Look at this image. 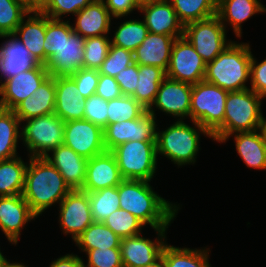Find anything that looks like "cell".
<instances>
[{
  "instance_id": "39",
  "label": "cell",
  "mask_w": 266,
  "mask_h": 267,
  "mask_svg": "<svg viewBox=\"0 0 266 267\" xmlns=\"http://www.w3.org/2000/svg\"><path fill=\"white\" fill-rule=\"evenodd\" d=\"M146 111L147 109L132 96L122 95L119 98L108 100V125L137 119Z\"/></svg>"
},
{
  "instance_id": "6",
  "label": "cell",
  "mask_w": 266,
  "mask_h": 267,
  "mask_svg": "<svg viewBox=\"0 0 266 267\" xmlns=\"http://www.w3.org/2000/svg\"><path fill=\"white\" fill-rule=\"evenodd\" d=\"M228 91L208 83L192 85L190 121L200 124L212 137L223 127Z\"/></svg>"
},
{
  "instance_id": "27",
  "label": "cell",
  "mask_w": 266,
  "mask_h": 267,
  "mask_svg": "<svg viewBox=\"0 0 266 267\" xmlns=\"http://www.w3.org/2000/svg\"><path fill=\"white\" fill-rule=\"evenodd\" d=\"M175 37L148 33L142 44L134 51L137 65L157 66L167 71Z\"/></svg>"
},
{
  "instance_id": "10",
  "label": "cell",
  "mask_w": 266,
  "mask_h": 267,
  "mask_svg": "<svg viewBox=\"0 0 266 267\" xmlns=\"http://www.w3.org/2000/svg\"><path fill=\"white\" fill-rule=\"evenodd\" d=\"M206 64L193 45L183 36L172 47L166 77L189 84L204 81Z\"/></svg>"
},
{
  "instance_id": "2",
  "label": "cell",
  "mask_w": 266,
  "mask_h": 267,
  "mask_svg": "<svg viewBox=\"0 0 266 267\" xmlns=\"http://www.w3.org/2000/svg\"><path fill=\"white\" fill-rule=\"evenodd\" d=\"M22 196L30 210L41 216L71 191L59 171L45 157H28Z\"/></svg>"
},
{
  "instance_id": "44",
  "label": "cell",
  "mask_w": 266,
  "mask_h": 267,
  "mask_svg": "<svg viewBox=\"0 0 266 267\" xmlns=\"http://www.w3.org/2000/svg\"><path fill=\"white\" fill-rule=\"evenodd\" d=\"M94 1L96 0H49L41 13L51 19L64 20L70 14L75 16L80 10Z\"/></svg>"
},
{
  "instance_id": "4",
  "label": "cell",
  "mask_w": 266,
  "mask_h": 267,
  "mask_svg": "<svg viewBox=\"0 0 266 267\" xmlns=\"http://www.w3.org/2000/svg\"><path fill=\"white\" fill-rule=\"evenodd\" d=\"M252 55L249 42L233 41L212 62L206 64L204 81L228 92L248 89Z\"/></svg>"
},
{
  "instance_id": "13",
  "label": "cell",
  "mask_w": 266,
  "mask_h": 267,
  "mask_svg": "<svg viewBox=\"0 0 266 267\" xmlns=\"http://www.w3.org/2000/svg\"><path fill=\"white\" fill-rule=\"evenodd\" d=\"M157 118L148 110L134 120L116 122L103 129L106 151L128 141H156Z\"/></svg>"
},
{
  "instance_id": "54",
  "label": "cell",
  "mask_w": 266,
  "mask_h": 267,
  "mask_svg": "<svg viewBox=\"0 0 266 267\" xmlns=\"http://www.w3.org/2000/svg\"><path fill=\"white\" fill-rule=\"evenodd\" d=\"M259 130L264 137V141L266 142V117L264 116V114L262 115Z\"/></svg>"
},
{
  "instance_id": "9",
  "label": "cell",
  "mask_w": 266,
  "mask_h": 267,
  "mask_svg": "<svg viewBox=\"0 0 266 267\" xmlns=\"http://www.w3.org/2000/svg\"><path fill=\"white\" fill-rule=\"evenodd\" d=\"M186 38L205 64L212 62L234 40L227 39V30L217 15L184 25Z\"/></svg>"
},
{
  "instance_id": "46",
  "label": "cell",
  "mask_w": 266,
  "mask_h": 267,
  "mask_svg": "<svg viewBox=\"0 0 266 267\" xmlns=\"http://www.w3.org/2000/svg\"><path fill=\"white\" fill-rule=\"evenodd\" d=\"M108 101L98 95L85 99L84 120L104 129L108 125Z\"/></svg>"
},
{
  "instance_id": "45",
  "label": "cell",
  "mask_w": 266,
  "mask_h": 267,
  "mask_svg": "<svg viewBox=\"0 0 266 267\" xmlns=\"http://www.w3.org/2000/svg\"><path fill=\"white\" fill-rule=\"evenodd\" d=\"M85 255L84 267H123L120 248H96L86 251Z\"/></svg>"
},
{
  "instance_id": "26",
  "label": "cell",
  "mask_w": 266,
  "mask_h": 267,
  "mask_svg": "<svg viewBox=\"0 0 266 267\" xmlns=\"http://www.w3.org/2000/svg\"><path fill=\"white\" fill-rule=\"evenodd\" d=\"M55 77L48 76L39 88L14 109L20 122L55 112Z\"/></svg>"
},
{
  "instance_id": "16",
  "label": "cell",
  "mask_w": 266,
  "mask_h": 267,
  "mask_svg": "<svg viewBox=\"0 0 266 267\" xmlns=\"http://www.w3.org/2000/svg\"><path fill=\"white\" fill-rule=\"evenodd\" d=\"M49 73L45 64L17 74L0 84V108L13 110L21 101L31 96L46 80Z\"/></svg>"
},
{
  "instance_id": "25",
  "label": "cell",
  "mask_w": 266,
  "mask_h": 267,
  "mask_svg": "<svg viewBox=\"0 0 266 267\" xmlns=\"http://www.w3.org/2000/svg\"><path fill=\"white\" fill-rule=\"evenodd\" d=\"M261 0H218L217 16L228 31L230 26L236 38L242 37V23L257 14L266 13Z\"/></svg>"
},
{
  "instance_id": "55",
  "label": "cell",
  "mask_w": 266,
  "mask_h": 267,
  "mask_svg": "<svg viewBox=\"0 0 266 267\" xmlns=\"http://www.w3.org/2000/svg\"><path fill=\"white\" fill-rule=\"evenodd\" d=\"M136 6L140 9L143 6L150 5L152 3L161 1V0H134Z\"/></svg>"
},
{
  "instance_id": "58",
  "label": "cell",
  "mask_w": 266,
  "mask_h": 267,
  "mask_svg": "<svg viewBox=\"0 0 266 267\" xmlns=\"http://www.w3.org/2000/svg\"><path fill=\"white\" fill-rule=\"evenodd\" d=\"M7 261L8 260H7L6 256L2 253V251L0 249V267H2Z\"/></svg>"
},
{
  "instance_id": "32",
  "label": "cell",
  "mask_w": 266,
  "mask_h": 267,
  "mask_svg": "<svg viewBox=\"0 0 266 267\" xmlns=\"http://www.w3.org/2000/svg\"><path fill=\"white\" fill-rule=\"evenodd\" d=\"M76 246L86 252L92 249L120 248L121 238L103 222H93L74 241Z\"/></svg>"
},
{
  "instance_id": "50",
  "label": "cell",
  "mask_w": 266,
  "mask_h": 267,
  "mask_svg": "<svg viewBox=\"0 0 266 267\" xmlns=\"http://www.w3.org/2000/svg\"><path fill=\"white\" fill-rule=\"evenodd\" d=\"M95 94L107 101L119 98L123 95L115 77L106 75H100Z\"/></svg>"
},
{
  "instance_id": "43",
  "label": "cell",
  "mask_w": 266,
  "mask_h": 267,
  "mask_svg": "<svg viewBox=\"0 0 266 267\" xmlns=\"http://www.w3.org/2000/svg\"><path fill=\"white\" fill-rule=\"evenodd\" d=\"M134 63V52L110 45L107 57L98 69L100 75L116 77Z\"/></svg>"
},
{
  "instance_id": "30",
  "label": "cell",
  "mask_w": 266,
  "mask_h": 267,
  "mask_svg": "<svg viewBox=\"0 0 266 267\" xmlns=\"http://www.w3.org/2000/svg\"><path fill=\"white\" fill-rule=\"evenodd\" d=\"M210 248L177 247L168 242L164 245L161 257L166 267H212Z\"/></svg>"
},
{
  "instance_id": "34",
  "label": "cell",
  "mask_w": 266,
  "mask_h": 267,
  "mask_svg": "<svg viewBox=\"0 0 266 267\" xmlns=\"http://www.w3.org/2000/svg\"><path fill=\"white\" fill-rule=\"evenodd\" d=\"M27 165L19 155L0 162V196L22 194Z\"/></svg>"
},
{
  "instance_id": "42",
  "label": "cell",
  "mask_w": 266,
  "mask_h": 267,
  "mask_svg": "<svg viewBox=\"0 0 266 267\" xmlns=\"http://www.w3.org/2000/svg\"><path fill=\"white\" fill-rule=\"evenodd\" d=\"M109 35L85 39L83 68L99 69L107 57L111 40Z\"/></svg>"
},
{
  "instance_id": "15",
  "label": "cell",
  "mask_w": 266,
  "mask_h": 267,
  "mask_svg": "<svg viewBox=\"0 0 266 267\" xmlns=\"http://www.w3.org/2000/svg\"><path fill=\"white\" fill-rule=\"evenodd\" d=\"M63 144L87 159L106 151L103 129L84 119L65 122Z\"/></svg>"
},
{
  "instance_id": "37",
  "label": "cell",
  "mask_w": 266,
  "mask_h": 267,
  "mask_svg": "<svg viewBox=\"0 0 266 267\" xmlns=\"http://www.w3.org/2000/svg\"><path fill=\"white\" fill-rule=\"evenodd\" d=\"M89 202L93 221L103 222L111 213L120 208L118 186L90 192Z\"/></svg>"
},
{
  "instance_id": "24",
  "label": "cell",
  "mask_w": 266,
  "mask_h": 267,
  "mask_svg": "<svg viewBox=\"0 0 266 267\" xmlns=\"http://www.w3.org/2000/svg\"><path fill=\"white\" fill-rule=\"evenodd\" d=\"M55 112L64 122L83 120L85 99L70 76L55 77Z\"/></svg>"
},
{
  "instance_id": "14",
  "label": "cell",
  "mask_w": 266,
  "mask_h": 267,
  "mask_svg": "<svg viewBox=\"0 0 266 267\" xmlns=\"http://www.w3.org/2000/svg\"><path fill=\"white\" fill-rule=\"evenodd\" d=\"M58 223L62 233L75 241L92 224L89 195L82 190H71L58 204Z\"/></svg>"
},
{
  "instance_id": "47",
  "label": "cell",
  "mask_w": 266,
  "mask_h": 267,
  "mask_svg": "<svg viewBox=\"0 0 266 267\" xmlns=\"http://www.w3.org/2000/svg\"><path fill=\"white\" fill-rule=\"evenodd\" d=\"M70 77L75 81L77 89L84 99L95 95L100 77L97 69L81 68L70 75Z\"/></svg>"
},
{
  "instance_id": "56",
  "label": "cell",
  "mask_w": 266,
  "mask_h": 267,
  "mask_svg": "<svg viewBox=\"0 0 266 267\" xmlns=\"http://www.w3.org/2000/svg\"><path fill=\"white\" fill-rule=\"evenodd\" d=\"M2 267H28V265L26 266L24 263L20 262H14V261H10L8 259V261L2 266Z\"/></svg>"
},
{
  "instance_id": "17",
  "label": "cell",
  "mask_w": 266,
  "mask_h": 267,
  "mask_svg": "<svg viewBox=\"0 0 266 267\" xmlns=\"http://www.w3.org/2000/svg\"><path fill=\"white\" fill-rule=\"evenodd\" d=\"M37 218L22 194L0 196V230L11 245L18 244L26 224Z\"/></svg>"
},
{
  "instance_id": "40",
  "label": "cell",
  "mask_w": 266,
  "mask_h": 267,
  "mask_svg": "<svg viewBox=\"0 0 266 267\" xmlns=\"http://www.w3.org/2000/svg\"><path fill=\"white\" fill-rule=\"evenodd\" d=\"M103 223L120 238L139 235L145 227L138 218L121 208L111 213Z\"/></svg>"
},
{
  "instance_id": "3",
  "label": "cell",
  "mask_w": 266,
  "mask_h": 267,
  "mask_svg": "<svg viewBox=\"0 0 266 267\" xmlns=\"http://www.w3.org/2000/svg\"><path fill=\"white\" fill-rule=\"evenodd\" d=\"M190 123L188 124L184 120H175L165 129L162 128L161 131L157 125V159L160 155L164 156L178 168L185 165H194L197 162L196 159L201 150V136L203 135L211 140L213 138L197 122L190 121Z\"/></svg>"
},
{
  "instance_id": "7",
  "label": "cell",
  "mask_w": 266,
  "mask_h": 267,
  "mask_svg": "<svg viewBox=\"0 0 266 267\" xmlns=\"http://www.w3.org/2000/svg\"><path fill=\"white\" fill-rule=\"evenodd\" d=\"M111 152L116 158L123 179L151 182L156 177V141H128L115 147Z\"/></svg>"
},
{
  "instance_id": "35",
  "label": "cell",
  "mask_w": 266,
  "mask_h": 267,
  "mask_svg": "<svg viewBox=\"0 0 266 267\" xmlns=\"http://www.w3.org/2000/svg\"><path fill=\"white\" fill-rule=\"evenodd\" d=\"M123 18V22L115 28L113 37L110 38L111 44L134 52L147 37L149 30L143 19ZM127 19V20H126Z\"/></svg>"
},
{
  "instance_id": "21",
  "label": "cell",
  "mask_w": 266,
  "mask_h": 267,
  "mask_svg": "<svg viewBox=\"0 0 266 267\" xmlns=\"http://www.w3.org/2000/svg\"><path fill=\"white\" fill-rule=\"evenodd\" d=\"M64 178L71 190H82L88 159L62 144L44 156Z\"/></svg>"
},
{
  "instance_id": "8",
  "label": "cell",
  "mask_w": 266,
  "mask_h": 267,
  "mask_svg": "<svg viewBox=\"0 0 266 267\" xmlns=\"http://www.w3.org/2000/svg\"><path fill=\"white\" fill-rule=\"evenodd\" d=\"M65 122L54 113L21 122V144L28 157H44L64 141Z\"/></svg>"
},
{
  "instance_id": "22",
  "label": "cell",
  "mask_w": 266,
  "mask_h": 267,
  "mask_svg": "<svg viewBox=\"0 0 266 267\" xmlns=\"http://www.w3.org/2000/svg\"><path fill=\"white\" fill-rule=\"evenodd\" d=\"M143 21L150 33L169 35L175 38L183 36L184 25L169 0H161L139 9Z\"/></svg>"
},
{
  "instance_id": "36",
  "label": "cell",
  "mask_w": 266,
  "mask_h": 267,
  "mask_svg": "<svg viewBox=\"0 0 266 267\" xmlns=\"http://www.w3.org/2000/svg\"><path fill=\"white\" fill-rule=\"evenodd\" d=\"M179 21L186 25L217 15L218 0H169Z\"/></svg>"
},
{
  "instance_id": "41",
  "label": "cell",
  "mask_w": 266,
  "mask_h": 267,
  "mask_svg": "<svg viewBox=\"0 0 266 267\" xmlns=\"http://www.w3.org/2000/svg\"><path fill=\"white\" fill-rule=\"evenodd\" d=\"M28 13L21 0H0V35L14 34Z\"/></svg>"
},
{
  "instance_id": "20",
  "label": "cell",
  "mask_w": 266,
  "mask_h": 267,
  "mask_svg": "<svg viewBox=\"0 0 266 267\" xmlns=\"http://www.w3.org/2000/svg\"><path fill=\"white\" fill-rule=\"evenodd\" d=\"M85 38L73 31L45 64L49 76H70L83 68Z\"/></svg>"
},
{
  "instance_id": "29",
  "label": "cell",
  "mask_w": 266,
  "mask_h": 267,
  "mask_svg": "<svg viewBox=\"0 0 266 267\" xmlns=\"http://www.w3.org/2000/svg\"><path fill=\"white\" fill-rule=\"evenodd\" d=\"M45 34L46 15L41 12H29L14 32L30 54L41 64H44Z\"/></svg>"
},
{
  "instance_id": "52",
  "label": "cell",
  "mask_w": 266,
  "mask_h": 267,
  "mask_svg": "<svg viewBox=\"0 0 266 267\" xmlns=\"http://www.w3.org/2000/svg\"><path fill=\"white\" fill-rule=\"evenodd\" d=\"M49 267H84L83 258L75 253L60 255L57 259L51 261Z\"/></svg>"
},
{
  "instance_id": "28",
  "label": "cell",
  "mask_w": 266,
  "mask_h": 267,
  "mask_svg": "<svg viewBox=\"0 0 266 267\" xmlns=\"http://www.w3.org/2000/svg\"><path fill=\"white\" fill-rule=\"evenodd\" d=\"M233 138L236 151L247 168L266 170V142L260 130L236 132L228 135L221 143Z\"/></svg>"
},
{
  "instance_id": "48",
  "label": "cell",
  "mask_w": 266,
  "mask_h": 267,
  "mask_svg": "<svg viewBox=\"0 0 266 267\" xmlns=\"http://www.w3.org/2000/svg\"><path fill=\"white\" fill-rule=\"evenodd\" d=\"M249 88L266 99V58L259 62L257 58L252 55Z\"/></svg>"
},
{
  "instance_id": "31",
  "label": "cell",
  "mask_w": 266,
  "mask_h": 267,
  "mask_svg": "<svg viewBox=\"0 0 266 267\" xmlns=\"http://www.w3.org/2000/svg\"><path fill=\"white\" fill-rule=\"evenodd\" d=\"M21 122L13 110L0 108V162L18 156Z\"/></svg>"
},
{
  "instance_id": "33",
  "label": "cell",
  "mask_w": 266,
  "mask_h": 267,
  "mask_svg": "<svg viewBox=\"0 0 266 267\" xmlns=\"http://www.w3.org/2000/svg\"><path fill=\"white\" fill-rule=\"evenodd\" d=\"M139 81L131 95L147 110L153 104L159 85L166 78V71L157 66L138 65Z\"/></svg>"
},
{
  "instance_id": "18",
  "label": "cell",
  "mask_w": 266,
  "mask_h": 267,
  "mask_svg": "<svg viewBox=\"0 0 266 267\" xmlns=\"http://www.w3.org/2000/svg\"><path fill=\"white\" fill-rule=\"evenodd\" d=\"M0 38L3 39L0 44V84L40 64L14 34L0 35Z\"/></svg>"
},
{
  "instance_id": "38",
  "label": "cell",
  "mask_w": 266,
  "mask_h": 267,
  "mask_svg": "<svg viewBox=\"0 0 266 267\" xmlns=\"http://www.w3.org/2000/svg\"><path fill=\"white\" fill-rule=\"evenodd\" d=\"M73 32L70 20L51 19L46 16V34L44 42V64L61 47L65 39Z\"/></svg>"
},
{
  "instance_id": "1",
  "label": "cell",
  "mask_w": 266,
  "mask_h": 267,
  "mask_svg": "<svg viewBox=\"0 0 266 267\" xmlns=\"http://www.w3.org/2000/svg\"><path fill=\"white\" fill-rule=\"evenodd\" d=\"M150 183L145 180L124 179L118 185L119 206L151 229L169 228L182 205L161 197Z\"/></svg>"
},
{
  "instance_id": "53",
  "label": "cell",
  "mask_w": 266,
  "mask_h": 267,
  "mask_svg": "<svg viewBox=\"0 0 266 267\" xmlns=\"http://www.w3.org/2000/svg\"><path fill=\"white\" fill-rule=\"evenodd\" d=\"M49 0H25V8L29 12H41Z\"/></svg>"
},
{
  "instance_id": "11",
  "label": "cell",
  "mask_w": 266,
  "mask_h": 267,
  "mask_svg": "<svg viewBox=\"0 0 266 267\" xmlns=\"http://www.w3.org/2000/svg\"><path fill=\"white\" fill-rule=\"evenodd\" d=\"M192 84L176 81L166 77L161 84L156 98L148 109L156 118L158 113L164 112L175 120H190Z\"/></svg>"
},
{
  "instance_id": "5",
  "label": "cell",
  "mask_w": 266,
  "mask_h": 267,
  "mask_svg": "<svg viewBox=\"0 0 266 267\" xmlns=\"http://www.w3.org/2000/svg\"><path fill=\"white\" fill-rule=\"evenodd\" d=\"M262 100H265L250 88L228 92L225 103L223 127L212 137L220 143L236 132H252L260 127L263 111Z\"/></svg>"
},
{
  "instance_id": "57",
  "label": "cell",
  "mask_w": 266,
  "mask_h": 267,
  "mask_svg": "<svg viewBox=\"0 0 266 267\" xmlns=\"http://www.w3.org/2000/svg\"><path fill=\"white\" fill-rule=\"evenodd\" d=\"M143 267H166L162 257H160L156 262H154L153 264L150 265H146Z\"/></svg>"
},
{
  "instance_id": "23",
  "label": "cell",
  "mask_w": 266,
  "mask_h": 267,
  "mask_svg": "<svg viewBox=\"0 0 266 267\" xmlns=\"http://www.w3.org/2000/svg\"><path fill=\"white\" fill-rule=\"evenodd\" d=\"M75 23H71L73 31L85 39L102 35H111V21L114 18L103 0H96L80 10L75 16Z\"/></svg>"
},
{
  "instance_id": "51",
  "label": "cell",
  "mask_w": 266,
  "mask_h": 267,
  "mask_svg": "<svg viewBox=\"0 0 266 267\" xmlns=\"http://www.w3.org/2000/svg\"><path fill=\"white\" fill-rule=\"evenodd\" d=\"M106 8L109 10L110 15L116 20L119 18L120 20L123 17H128L130 14H133L134 11L137 10L139 12V8L136 6L134 0H103Z\"/></svg>"
},
{
  "instance_id": "12",
  "label": "cell",
  "mask_w": 266,
  "mask_h": 267,
  "mask_svg": "<svg viewBox=\"0 0 266 267\" xmlns=\"http://www.w3.org/2000/svg\"><path fill=\"white\" fill-rule=\"evenodd\" d=\"M156 237L151 240L144 237L143 233L121 238L120 251L123 267H143L156 262L167 243L168 228L153 229Z\"/></svg>"
},
{
  "instance_id": "19",
  "label": "cell",
  "mask_w": 266,
  "mask_h": 267,
  "mask_svg": "<svg viewBox=\"0 0 266 267\" xmlns=\"http://www.w3.org/2000/svg\"><path fill=\"white\" fill-rule=\"evenodd\" d=\"M123 180L115 156L105 151L88 159L82 191L90 193L118 186Z\"/></svg>"
},
{
  "instance_id": "49",
  "label": "cell",
  "mask_w": 266,
  "mask_h": 267,
  "mask_svg": "<svg viewBox=\"0 0 266 267\" xmlns=\"http://www.w3.org/2000/svg\"><path fill=\"white\" fill-rule=\"evenodd\" d=\"M138 74V65L133 63L115 77L123 95L131 96L135 92L139 81Z\"/></svg>"
}]
</instances>
